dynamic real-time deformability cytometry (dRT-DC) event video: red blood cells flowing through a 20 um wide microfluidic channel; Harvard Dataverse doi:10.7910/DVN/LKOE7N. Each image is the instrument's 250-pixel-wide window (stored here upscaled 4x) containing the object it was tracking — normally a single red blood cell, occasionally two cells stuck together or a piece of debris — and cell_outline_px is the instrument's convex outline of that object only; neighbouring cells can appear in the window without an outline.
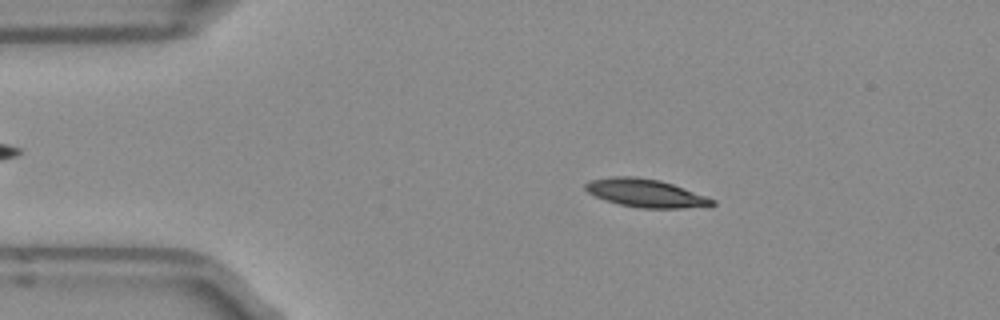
{"species": "Egyptian fruit bat (a non-hibernating species)", "species_latin": "Rousettus aegyptiacus", "temperature_condition": "room temperature", "stored_images_in_passage": 50, "camera_frame_rate_fps": 3000, "um_per_image_px": 0.085, "frame": {"image": 1, "passage_image": 8, "time_ms": 2.333, "image_size_px": [1000, 320], "cell_outline_px": [[716, 204], [712, 208], [640, 208], [620, 204], [604, 200], [588, 192], [584, 188], [584, 184], [592, 180], [612, 176], [632, 176], [660, 180], [672, 184], [716, 200]], "centroid_in_image_um": [54.94, 16.43], "position_along_channel_um": 30.1, "area_um2": 20.92}}
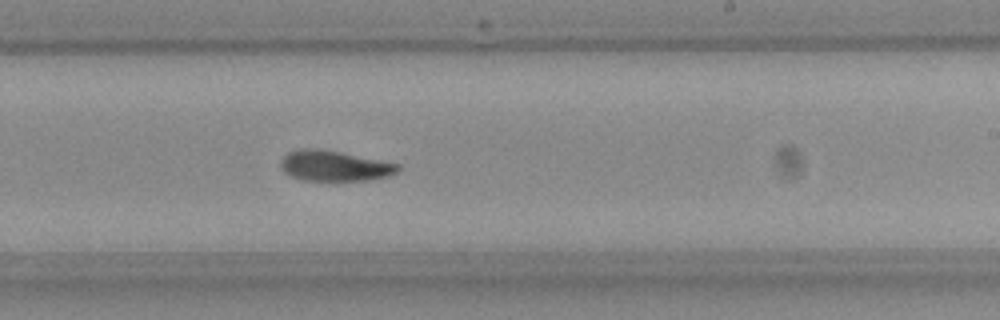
{"frame": {"image": 2, "passage_image": 29, "time_ms": 9.333, "image_size_px": [1000, 320], "cell_outline_px": [[400, 168], [396, 172], [388, 176], [368, 180], [304, 180], [292, 176], [284, 172], [280, 164], [280, 160], [288, 152], [304, 148], [316, 148], [340, 152], [400, 164]], "centroid_in_image_um": [28.42, 14.09], "position_along_channel_um": 260.6, "area_um2": 20.58}}
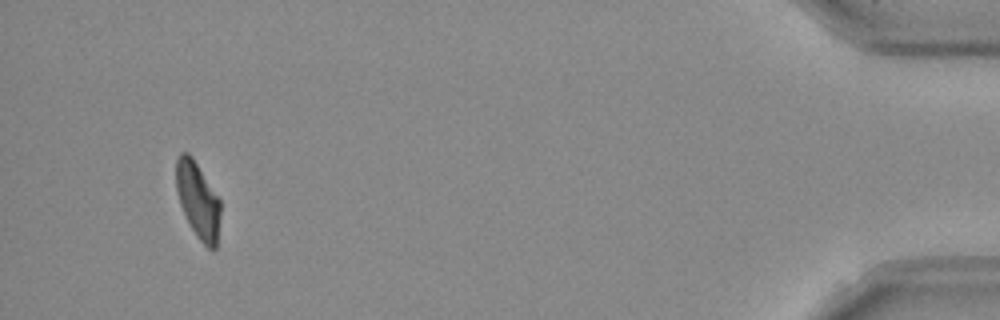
{"frame": {"image": 3, "passage_image": 47, "time_ms": 15.333, "image_size_px": [1000, 320], "cell_outline_px": [[220, 212], [216, 248], [212, 252], [196, 236], [188, 224], [180, 204], [176, 188], [176, 156], [180, 152], [188, 152], [192, 156], [220, 200]], "centroid_in_image_um": [16.8, 17.02], "position_along_channel_um": 418.4, "area_um2": 19.71}, "authors_computed_cell_mechanics": {"area_um2": 20.5768, "velocity_mm_per_s": 3.9532, "shape_relaxation_time_tau1_ms": 5.4431, "shape_relaxation_time_tau2_ms": 4.7138, "deformation_change_tau1": 0.1786, "deformation_change_tau2": 0.1113}}